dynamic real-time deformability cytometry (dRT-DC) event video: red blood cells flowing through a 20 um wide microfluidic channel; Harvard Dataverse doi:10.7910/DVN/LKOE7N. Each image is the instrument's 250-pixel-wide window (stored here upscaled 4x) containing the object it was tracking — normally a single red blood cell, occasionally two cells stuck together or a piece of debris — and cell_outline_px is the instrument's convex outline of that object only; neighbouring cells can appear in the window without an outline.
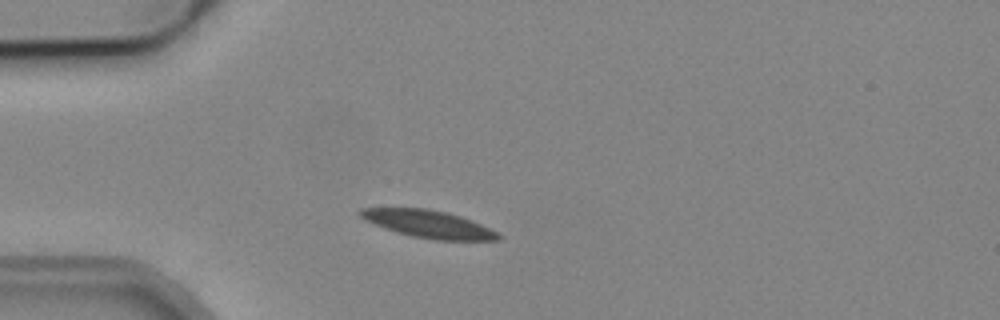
{"species": "common noctule bat (a hibernating species)", "species_latin": "Nyctalus noctula", "temperature_condition": "cold", "stored_images_in_passage": 3, "camera_frame_rate_fps": 3000, "um_per_image_px": 0.085, "animal": {"sex": "male", "body_mass_g": 19.2, "forearm_length_mm": 51.8}, "frame": {"image": 1, "passage_image": 2, "time_ms": 1.333, "image_size_px": [1000, 320], "cell_outline_px": [[500, 240], [432, 240], [412, 236], [396, 232], [364, 220], [360, 216], [360, 208], [424, 208], [448, 212], [472, 220], [496, 232], [500, 236]], "centroid_in_image_um": [36.41, 19.04], "position_along_channel_um": 48.6, "area_um2": 21.91}}